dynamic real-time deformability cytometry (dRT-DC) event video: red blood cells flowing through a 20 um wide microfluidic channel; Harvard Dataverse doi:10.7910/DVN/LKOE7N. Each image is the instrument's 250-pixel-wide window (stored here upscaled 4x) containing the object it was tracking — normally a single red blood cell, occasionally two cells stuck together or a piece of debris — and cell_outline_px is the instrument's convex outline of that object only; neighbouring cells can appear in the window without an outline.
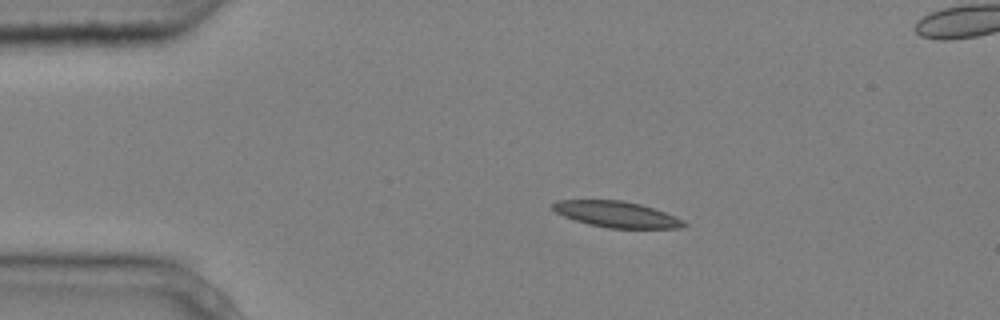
{"species": "common noctule bat (a hibernating species)", "species_latin": "Nyctalus noctula", "temperature_condition": "cold", "stored_images_in_passage": 5, "camera_frame_rate_fps": 3000, "um_per_image_px": 0.085, "animal": {"sex": "male", "body_mass_g": 20.4}, "frame": {"image": 1, "passage_image": 3, "time_ms": 0.667, "image_size_px": [1000, 320], "cell_outline_px": [[688, 224], [680, 228], [608, 228], [588, 224], [564, 216], [556, 212], [552, 208], [552, 204], [556, 200], [620, 200], [640, 204], [664, 212], [684, 220]], "centroid_in_image_um": [52.4, 18.22], "position_along_channel_um": 32.6, "area_um2": 19.71}}